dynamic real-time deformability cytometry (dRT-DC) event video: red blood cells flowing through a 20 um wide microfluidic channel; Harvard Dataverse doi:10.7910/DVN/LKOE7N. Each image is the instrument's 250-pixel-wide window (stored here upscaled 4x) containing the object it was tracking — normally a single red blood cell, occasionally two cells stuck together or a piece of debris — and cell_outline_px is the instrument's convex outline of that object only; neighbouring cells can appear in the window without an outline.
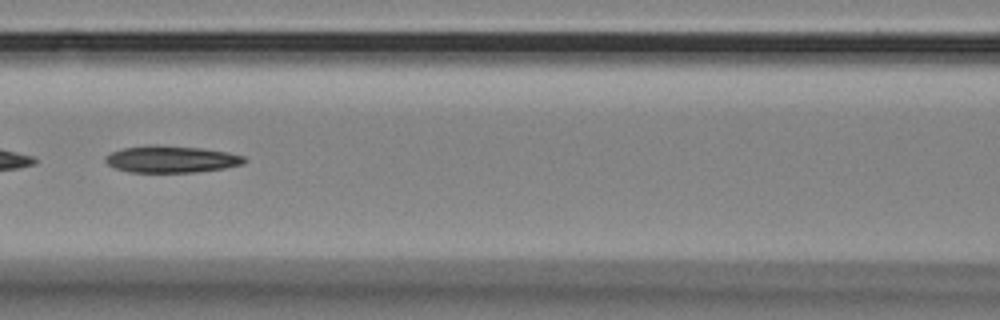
{"species": "Egyptian fruit bat (a non-hibernating species)", "species_latin": "Rousettus aegyptiacus", "temperature_condition": "room temperature", "stored_images_in_passage": 42, "camera_frame_rate_fps": 3000, "um_per_image_px": 0.085, "animal": {"sex": "female"}, "frame": {"image": 1, "passage_image": 14, "time_ms": 4.333, "image_size_px": [1000, 320], "cell_outline_px": [[248, 160], [244, 164], [224, 168], [196, 172], [128, 172], [116, 168], [108, 164], [104, 160], [104, 156], [112, 152], [124, 148], [148, 144], [152, 144], [200, 148], [228, 152], [244, 156]], "centroid_in_image_um": [14.57, 13.53], "position_along_channel_um": 152.0, "area_um2": 21.85}}
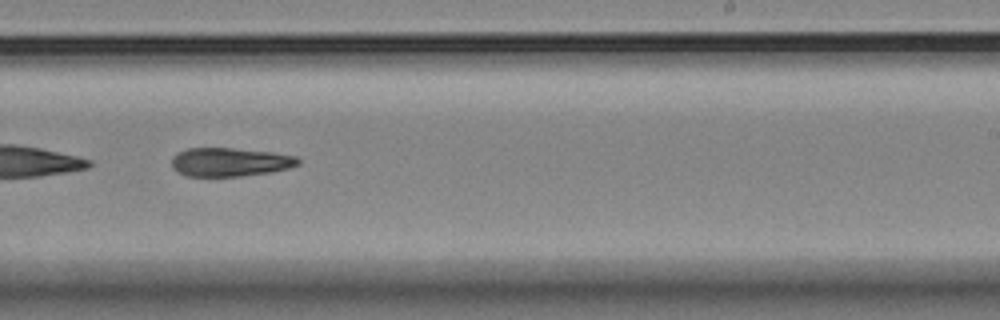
{"frame": {"image": 2, "passage_image": 24, "time_ms": 7.667, "image_size_px": [1000, 320], "cell_outline_px": [[300, 164], [288, 168], [272, 172], [240, 176], [188, 176], [176, 172], [172, 168], [172, 156], [188, 148], [232, 148], [272, 152], [296, 156], [300, 160]], "centroid_in_image_um": [19.54, 13.77], "position_along_channel_um": 269.5, "area_um2": 21.15}}
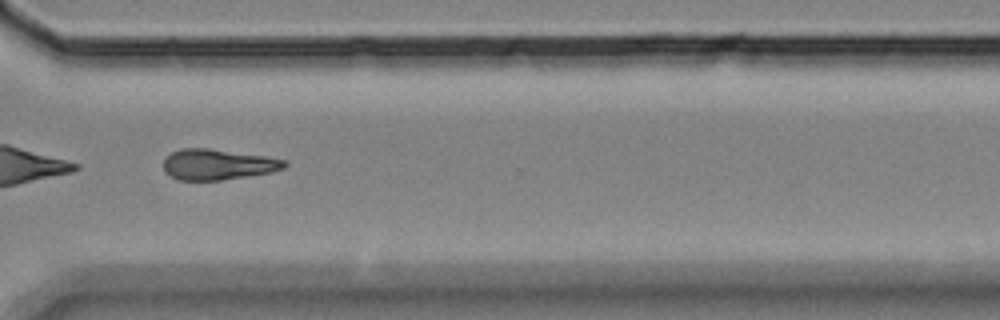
{"frame": {"image": 3, "passage_image": 31, "time_ms": 10.0, "image_size_px": [1000, 320], "cell_outline_px": [[288, 164], [284, 168], [272, 172], [220, 180], [180, 180], [164, 172], [164, 160], [172, 152], [180, 148], [208, 148], [264, 156], [288, 160]], "centroid_in_image_um": [18.53, 13.97], "position_along_channel_um": 352.1, "area_um2": 21.5}}